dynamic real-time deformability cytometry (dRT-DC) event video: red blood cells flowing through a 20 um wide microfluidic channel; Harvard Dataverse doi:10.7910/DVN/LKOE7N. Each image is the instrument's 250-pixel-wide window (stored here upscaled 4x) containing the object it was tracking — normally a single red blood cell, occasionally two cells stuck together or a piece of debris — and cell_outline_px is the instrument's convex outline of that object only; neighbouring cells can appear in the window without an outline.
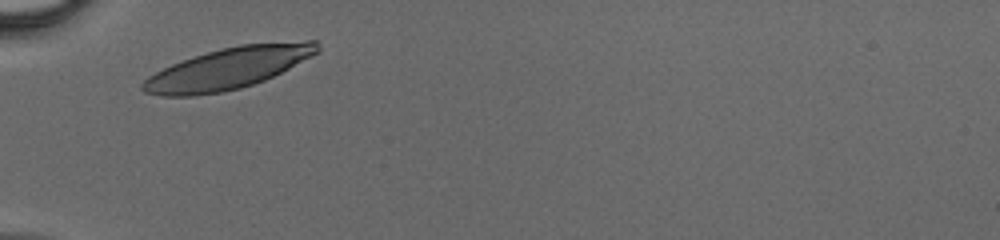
{"species": "human", "species_latin": "Homo sapiens", "temperature_condition": "cold", "stored_images_in_passage": 25, "camera_frame_rate_fps": 3000, "um_per_image_px": 0.085, "donor": {"sex": "male"}, "frame": {"image": 1, "passage_image": 1, "time_ms": 0.0, "image_size_px": [1000, 240], "cell_outline_px": [[320, 52], [264, 80], [240, 88], [220, 92], [192, 96], [160, 96], [144, 92], [140, 88], [140, 84], [148, 76], [172, 64], [220, 48], [240, 44], [308, 40], [316, 40], [320, 48]], "centroid_in_image_um": [19.4, 5.8], "position_along_channel_um": 65.6, "area_um2": 41.91}}
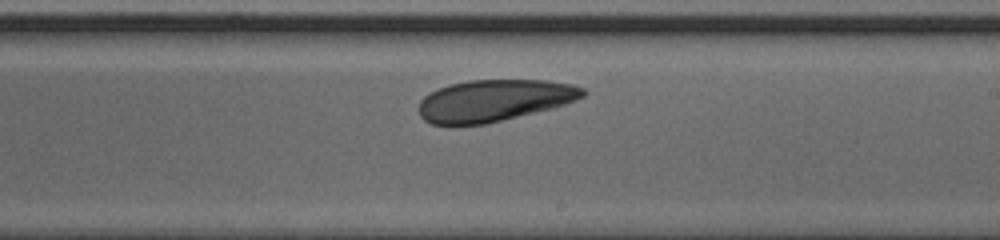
{"frame": {"image": 2, "passage_image": 14, "time_ms": 4.333, "image_size_px": [1000, 240], "cell_outline_px": [[588, 92], [584, 96], [564, 104], [552, 108], [484, 124], [432, 124], [424, 120], [420, 116], [416, 108], [420, 100], [424, 96], [448, 84], [468, 80], [548, 80], [572, 84], [584, 88]], "centroid_in_image_um": [41.98, 8.53], "position_along_channel_um": 247.0, "area_um2": 39.82}}
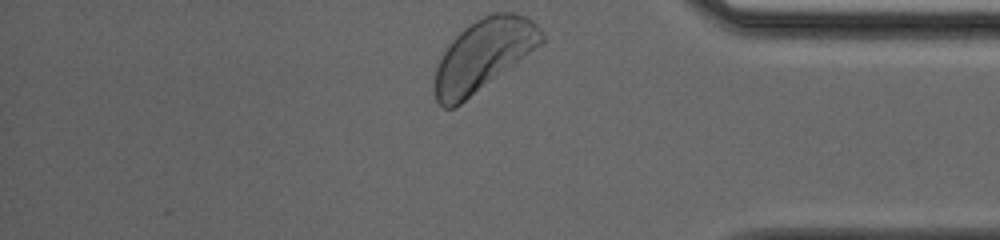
{"frame": {"image": 3, "passage_image": 25, "time_ms": 8.0, "image_size_px": [1000, 240], "cell_outline_px": [[544, 40], [540, 44], [460, 104], [452, 108], [444, 108], [436, 100], [432, 84], [436, 68], [444, 52], [452, 40], [464, 28], [476, 20], [492, 12], [512, 12], [528, 16], [540, 28], [544, 36]], "centroid_in_image_um": [41.06, 4.66], "position_along_channel_um": 394.1, "area_um2": 43.64}}